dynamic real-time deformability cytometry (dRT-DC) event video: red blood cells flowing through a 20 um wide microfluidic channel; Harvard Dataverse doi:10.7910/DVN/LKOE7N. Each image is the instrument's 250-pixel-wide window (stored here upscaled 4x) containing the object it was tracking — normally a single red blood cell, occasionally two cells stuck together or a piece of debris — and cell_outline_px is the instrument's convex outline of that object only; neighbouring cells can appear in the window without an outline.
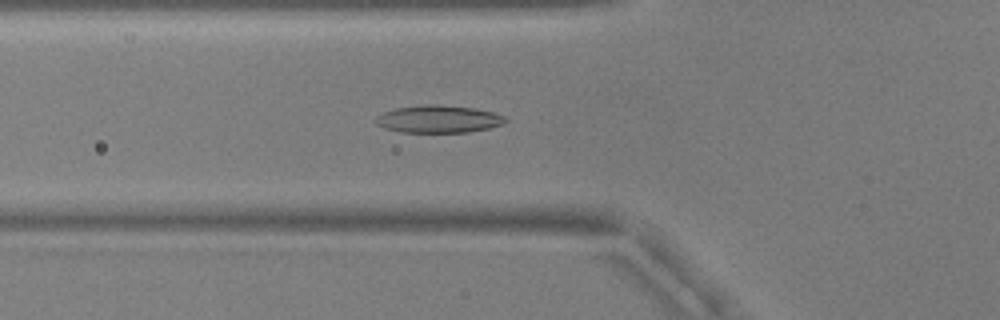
{"species": "common noctule bat (a hibernating species)", "species_latin": "Nyctalus noctula", "temperature_condition": "warm", "stored_images_in_passage": 53, "camera_frame_rate_fps": 3000, "um_per_image_px": 0.085, "animal": {"sex": "male", "body_mass_g": 17.9, "forearm_length_mm": 54.2}, "frame": {"image": 1, "passage_image": 19, "time_ms": 6.0, "image_size_px": [1000, 320], "cell_outline_px": [[508, 120], [500, 124], [488, 128], [468, 132], [400, 132], [384, 128], [376, 124], [372, 120], [380, 112], [396, 108], [424, 104], [436, 104], [472, 108], [492, 112], [504, 116]], "centroid_in_image_um": [37.17, 10.12], "position_along_channel_um": 88.6, "area_um2": 20.81}}
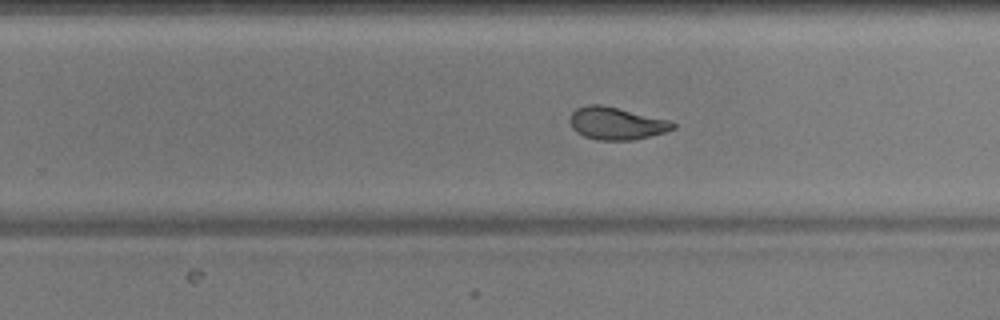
{"frame": {"image": 2, "passage_image": 34, "time_ms": 11.0, "image_size_px": [1000, 320], "cell_outline_px": [[676, 128], [664, 132], [632, 140], [596, 140], [584, 136], [576, 132], [572, 128], [568, 120], [572, 112], [576, 108], [588, 104], [600, 104], [672, 120], [676, 124]], "centroid_in_image_um": [52.38, 10.48], "position_along_channel_um": 277.4, "area_um2": 19.65}}
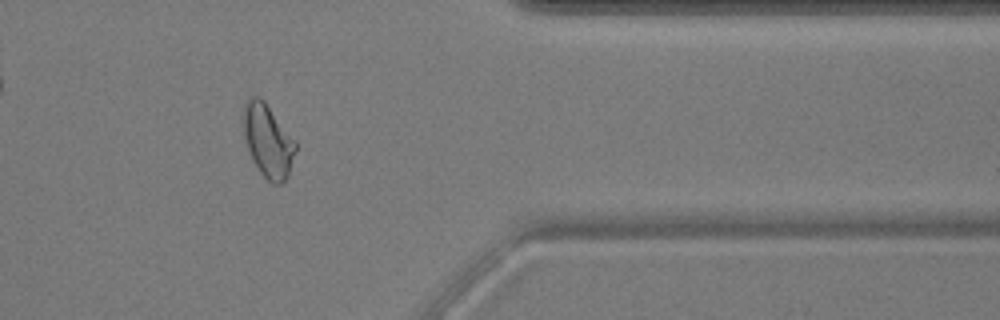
{"frame": {"image": 3, "passage_image": 44, "time_ms": 14.333, "image_size_px": [1000, 320], "cell_outline_px": [[296, 148], [288, 176], [280, 184], [272, 184], [260, 172], [252, 160], [244, 136], [240, 116], [244, 104], [248, 96], [260, 96], [264, 100], [296, 140]], "centroid_in_image_um": [22.74, 11.9], "position_along_channel_um": 388.7, "area_um2": 22.66}, "authors_computed_cell_mechanics": {"area_um2": 20.2878, "velocity_mm_per_s": 3.7683, "shape_relaxation_time_tau1_ms": 5.0735, "shape_relaxation_time_tau2_ms": 1.9398, "deformation_change_tau1": 0.1737, "deformation_change_tau2": 0.0754}}